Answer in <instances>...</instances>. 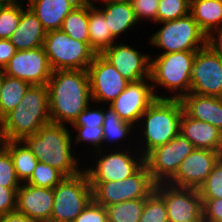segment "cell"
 Listing matches in <instances>:
<instances>
[{
  "label": "cell",
  "mask_w": 222,
  "mask_h": 222,
  "mask_svg": "<svg viewBox=\"0 0 222 222\" xmlns=\"http://www.w3.org/2000/svg\"><path fill=\"white\" fill-rule=\"evenodd\" d=\"M221 157L222 154L214 150L194 149L167 183L176 187L199 189Z\"/></svg>",
  "instance_id": "cell-16"
},
{
  "label": "cell",
  "mask_w": 222,
  "mask_h": 222,
  "mask_svg": "<svg viewBox=\"0 0 222 222\" xmlns=\"http://www.w3.org/2000/svg\"><path fill=\"white\" fill-rule=\"evenodd\" d=\"M92 187L84 170L66 176L54 187L51 222H72L92 200Z\"/></svg>",
  "instance_id": "cell-8"
},
{
  "label": "cell",
  "mask_w": 222,
  "mask_h": 222,
  "mask_svg": "<svg viewBox=\"0 0 222 222\" xmlns=\"http://www.w3.org/2000/svg\"><path fill=\"white\" fill-rule=\"evenodd\" d=\"M89 1L83 0L63 20L61 30L70 38L89 44Z\"/></svg>",
  "instance_id": "cell-28"
},
{
  "label": "cell",
  "mask_w": 222,
  "mask_h": 222,
  "mask_svg": "<svg viewBox=\"0 0 222 222\" xmlns=\"http://www.w3.org/2000/svg\"><path fill=\"white\" fill-rule=\"evenodd\" d=\"M190 92L222 97V59L207 45L196 51Z\"/></svg>",
  "instance_id": "cell-12"
},
{
  "label": "cell",
  "mask_w": 222,
  "mask_h": 222,
  "mask_svg": "<svg viewBox=\"0 0 222 222\" xmlns=\"http://www.w3.org/2000/svg\"><path fill=\"white\" fill-rule=\"evenodd\" d=\"M89 2H91L92 0H87ZM98 1V0H97ZM100 1V0H99ZM104 3H108V2H120V1H127V0H102Z\"/></svg>",
  "instance_id": "cell-50"
},
{
  "label": "cell",
  "mask_w": 222,
  "mask_h": 222,
  "mask_svg": "<svg viewBox=\"0 0 222 222\" xmlns=\"http://www.w3.org/2000/svg\"><path fill=\"white\" fill-rule=\"evenodd\" d=\"M180 133L195 149L214 150L222 154V132L214 125L191 118L183 111Z\"/></svg>",
  "instance_id": "cell-20"
},
{
  "label": "cell",
  "mask_w": 222,
  "mask_h": 222,
  "mask_svg": "<svg viewBox=\"0 0 222 222\" xmlns=\"http://www.w3.org/2000/svg\"><path fill=\"white\" fill-rule=\"evenodd\" d=\"M203 222H222V199H202Z\"/></svg>",
  "instance_id": "cell-42"
},
{
  "label": "cell",
  "mask_w": 222,
  "mask_h": 222,
  "mask_svg": "<svg viewBox=\"0 0 222 222\" xmlns=\"http://www.w3.org/2000/svg\"><path fill=\"white\" fill-rule=\"evenodd\" d=\"M43 48L52 71L87 70L96 55L88 43L70 38L61 29L46 33Z\"/></svg>",
  "instance_id": "cell-6"
},
{
  "label": "cell",
  "mask_w": 222,
  "mask_h": 222,
  "mask_svg": "<svg viewBox=\"0 0 222 222\" xmlns=\"http://www.w3.org/2000/svg\"><path fill=\"white\" fill-rule=\"evenodd\" d=\"M20 183L15 173L11 155L3 147L0 150V185L6 188H19Z\"/></svg>",
  "instance_id": "cell-37"
},
{
  "label": "cell",
  "mask_w": 222,
  "mask_h": 222,
  "mask_svg": "<svg viewBox=\"0 0 222 222\" xmlns=\"http://www.w3.org/2000/svg\"><path fill=\"white\" fill-rule=\"evenodd\" d=\"M103 142H114L124 139L129 135L134 125L121 119V117L109 106L104 111Z\"/></svg>",
  "instance_id": "cell-31"
},
{
  "label": "cell",
  "mask_w": 222,
  "mask_h": 222,
  "mask_svg": "<svg viewBox=\"0 0 222 222\" xmlns=\"http://www.w3.org/2000/svg\"><path fill=\"white\" fill-rule=\"evenodd\" d=\"M65 124L50 122L22 142L33 152L38 162L57 168L65 176L81 173L78 160L71 154V134Z\"/></svg>",
  "instance_id": "cell-3"
},
{
  "label": "cell",
  "mask_w": 222,
  "mask_h": 222,
  "mask_svg": "<svg viewBox=\"0 0 222 222\" xmlns=\"http://www.w3.org/2000/svg\"><path fill=\"white\" fill-rule=\"evenodd\" d=\"M65 177L57 168L38 162L31 178L26 183L37 187L54 188Z\"/></svg>",
  "instance_id": "cell-32"
},
{
  "label": "cell",
  "mask_w": 222,
  "mask_h": 222,
  "mask_svg": "<svg viewBox=\"0 0 222 222\" xmlns=\"http://www.w3.org/2000/svg\"><path fill=\"white\" fill-rule=\"evenodd\" d=\"M180 99L157 98L140 117L146 120L144 127V142L146 145L142 155L164 145L180 133V121L183 113ZM143 118V119H142ZM146 118V119H144ZM145 150V151H144Z\"/></svg>",
  "instance_id": "cell-4"
},
{
  "label": "cell",
  "mask_w": 222,
  "mask_h": 222,
  "mask_svg": "<svg viewBox=\"0 0 222 222\" xmlns=\"http://www.w3.org/2000/svg\"><path fill=\"white\" fill-rule=\"evenodd\" d=\"M88 31L89 45L96 54H101L112 46L116 39L108 28L104 14L96 8L93 2H89Z\"/></svg>",
  "instance_id": "cell-26"
},
{
  "label": "cell",
  "mask_w": 222,
  "mask_h": 222,
  "mask_svg": "<svg viewBox=\"0 0 222 222\" xmlns=\"http://www.w3.org/2000/svg\"><path fill=\"white\" fill-rule=\"evenodd\" d=\"M4 147L11 155L17 178L21 183H26L31 178L38 159L22 141H5Z\"/></svg>",
  "instance_id": "cell-27"
},
{
  "label": "cell",
  "mask_w": 222,
  "mask_h": 222,
  "mask_svg": "<svg viewBox=\"0 0 222 222\" xmlns=\"http://www.w3.org/2000/svg\"><path fill=\"white\" fill-rule=\"evenodd\" d=\"M87 72L93 102L111 104L129 83L101 54L95 55Z\"/></svg>",
  "instance_id": "cell-13"
},
{
  "label": "cell",
  "mask_w": 222,
  "mask_h": 222,
  "mask_svg": "<svg viewBox=\"0 0 222 222\" xmlns=\"http://www.w3.org/2000/svg\"><path fill=\"white\" fill-rule=\"evenodd\" d=\"M30 84L5 74L0 91V120L21 102Z\"/></svg>",
  "instance_id": "cell-29"
},
{
  "label": "cell",
  "mask_w": 222,
  "mask_h": 222,
  "mask_svg": "<svg viewBox=\"0 0 222 222\" xmlns=\"http://www.w3.org/2000/svg\"><path fill=\"white\" fill-rule=\"evenodd\" d=\"M0 185V215L16 211L17 190Z\"/></svg>",
  "instance_id": "cell-43"
},
{
  "label": "cell",
  "mask_w": 222,
  "mask_h": 222,
  "mask_svg": "<svg viewBox=\"0 0 222 222\" xmlns=\"http://www.w3.org/2000/svg\"><path fill=\"white\" fill-rule=\"evenodd\" d=\"M137 21L145 17L157 22L159 0H129Z\"/></svg>",
  "instance_id": "cell-40"
},
{
  "label": "cell",
  "mask_w": 222,
  "mask_h": 222,
  "mask_svg": "<svg viewBox=\"0 0 222 222\" xmlns=\"http://www.w3.org/2000/svg\"><path fill=\"white\" fill-rule=\"evenodd\" d=\"M16 211L36 222L50 221L54 202V188L24 183L17 190Z\"/></svg>",
  "instance_id": "cell-19"
},
{
  "label": "cell",
  "mask_w": 222,
  "mask_h": 222,
  "mask_svg": "<svg viewBox=\"0 0 222 222\" xmlns=\"http://www.w3.org/2000/svg\"><path fill=\"white\" fill-rule=\"evenodd\" d=\"M198 190L201 199H222V157Z\"/></svg>",
  "instance_id": "cell-35"
},
{
  "label": "cell",
  "mask_w": 222,
  "mask_h": 222,
  "mask_svg": "<svg viewBox=\"0 0 222 222\" xmlns=\"http://www.w3.org/2000/svg\"><path fill=\"white\" fill-rule=\"evenodd\" d=\"M190 13V0H159L157 23L171 21Z\"/></svg>",
  "instance_id": "cell-34"
},
{
  "label": "cell",
  "mask_w": 222,
  "mask_h": 222,
  "mask_svg": "<svg viewBox=\"0 0 222 222\" xmlns=\"http://www.w3.org/2000/svg\"><path fill=\"white\" fill-rule=\"evenodd\" d=\"M5 138L1 129V125H0V150L4 147L5 144Z\"/></svg>",
  "instance_id": "cell-48"
},
{
  "label": "cell",
  "mask_w": 222,
  "mask_h": 222,
  "mask_svg": "<svg viewBox=\"0 0 222 222\" xmlns=\"http://www.w3.org/2000/svg\"><path fill=\"white\" fill-rule=\"evenodd\" d=\"M164 26L151 35L152 45L165 50L162 54L180 51H197L206 46V34L187 14L175 20L161 22Z\"/></svg>",
  "instance_id": "cell-9"
},
{
  "label": "cell",
  "mask_w": 222,
  "mask_h": 222,
  "mask_svg": "<svg viewBox=\"0 0 222 222\" xmlns=\"http://www.w3.org/2000/svg\"><path fill=\"white\" fill-rule=\"evenodd\" d=\"M206 45L222 59V25L207 35Z\"/></svg>",
  "instance_id": "cell-44"
},
{
  "label": "cell",
  "mask_w": 222,
  "mask_h": 222,
  "mask_svg": "<svg viewBox=\"0 0 222 222\" xmlns=\"http://www.w3.org/2000/svg\"><path fill=\"white\" fill-rule=\"evenodd\" d=\"M195 54L196 51H180L159 54L156 59H151L150 81H152L154 94L158 85L167 87L169 91H176L175 95L167 98L181 99L185 94L190 93Z\"/></svg>",
  "instance_id": "cell-5"
},
{
  "label": "cell",
  "mask_w": 222,
  "mask_h": 222,
  "mask_svg": "<svg viewBox=\"0 0 222 222\" xmlns=\"http://www.w3.org/2000/svg\"><path fill=\"white\" fill-rule=\"evenodd\" d=\"M104 118V109L101 110L95 108V110H93L88 106L78 115L72 126L103 127Z\"/></svg>",
  "instance_id": "cell-41"
},
{
  "label": "cell",
  "mask_w": 222,
  "mask_h": 222,
  "mask_svg": "<svg viewBox=\"0 0 222 222\" xmlns=\"http://www.w3.org/2000/svg\"><path fill=\"white\" fill-rule=\"evenodd\" d=\"M16 51L15 46L9 39H0V69H4Z\"/></svg>",
  "instance_id": "cell-45"
},
{
  "label": "cell",
  "mask_w": 222,
  "mask_h": 222,
  "mask_svg": "<svg viewBox=\"0 0 222 222\" xmlns=\"http://www.w3.org/2000/svg\"><path fill=\"white\" fill-rule=\"evenodd\" d=\"M146 198L106 206L108 222H139Z\"/></svg>",
  "instance_id": "cell-30"
},
{
  "label": "cell",
  "mask_w": 222,
  "mask_h": 222,
  "mask_svg": "<svg viewBox=\"0 0 222 222\" xmlns=\"http://www.w3.org/2000/svg\"><path fill=\"white\" fill-rule=\"evenodd\" d=\"M139 222H168L164 200L155 191L146 198Z\"/></svg>",
  "instance_id": "cell-33"
},
{
  "label": "cell",
  "mask_w": 222,
  "mask_h": 222,
  "mask_svg": "<svg viewBox=\"0 0 222 222\" xmlns=\"http://www.w3.org/2000/svg\"><path fill=\"white\" fill-rule=\"evenodd\" d=\"M72 222H108L107 212L104 206L92 199Z\"/></svg>",
  "instance_id": "cell-39"
},
{
  "label": "cell",
  "mask_w": 222,
  "mask_h": 222,
  "mask_svg": "<svg viewBox=\"0 0 222 222\" xmlns=\"http://www.w3.org/2000/svg\"><path fill=\"white\" fill-rule=\"evenodd\" d=\"M154 191L164 200L168 222H203L202 199L198 189L158 183Z\"/></svg>",
  "instance_id": "cell-11"
},
{
  "label": "cell",
  "mask_w": 222,
  "mask_h": 222,
  "mask_svg": "<svg viewBox=\"0 0 222 222\" xmlns=\"http://www.w3.org/2000/svg\"><path fill=\"white\" fill-rule=\"evenodd\" d=\"M190 14L207 36L222 25V0H190Z\"/></svg>",
  "instance_id": "cell-25"
},
{
  "label": "cell",
  "mask_w": 222,
  "mask_h": 222,
  "mask_svg": "<svg viewBox=\"0 0 222 222\" xmlns=\"http://www.w3.org/2000/svg\"><path fill=\"white\" fill-rule=\"evenodd\" d=\"M23 10L22 6H0V39H10Z\"/></svg>",
  "instance_id": "cell-36"
},
{
  "label": "cell",
  "mask_w": 222,
  "mask_h": 222,
  "mask_svg": "<svg viewBox=\"0 0 222 222\" xmlns=\"http://www.w3.org/2000/svg\"><path fill=\"white\" fill-rule=\"evenodd\" d=\"M4 77H5L4 70L0 69V91H1V87H2V84H3Z\"/></svg>",
  "instance_id": "cell-49"
},
{
  "label": "cell",
  "mask_w": 222,
  "mask_h": 222,
  "mask_svg": "<svg viewBox=\"0 0 222 222\" xmlns=\"http://www.w3.org/2000/svg\"><path fill=\"white\" fill-rule=\"evenodd\" d=\"M83 0H30L29 9L38 17L46 32L60 30L63 20Z\"/></svg>",
  "instance_id": "cell-22"
},
{
  "label": "cell",
  "mask_w": 222,
  "mask_h": 222,
  "mask_svg": "<svg viewBox=\"0 0 222 222\" xmlns=\"http://www.w3.org/2000/svg\"><path fill=\"white\" fill-rule=\"evenodd\" d=\"M180 100L189 117L214 125L222 132V97L190 92Z\"/></svg>",
  "instance_id": "cell-21"
},
{
  "label": "cell",
  "mask_w": 222,
  "mask_h": 222,
  "mask_svg": "<svg viewBox=\"0 0 222 222\" xmlns=\"http://www.w3.org/2000/svg\"><path fill=\"white\" fill-rule=\"evenodd\" d=\"M47 87L50 121L53 123L69 122L72 125L92 100L87 70L52 71Z\"/></svg>",
  "instance_id": "cell-1"
},
{
  "label": "cell",
  "mask_w": 222,
  "mask_h": 222,
  "mask_svg": "<svg viewBox=\"0 0 222 222\" xmlns=\"http://www.w3.org/2000/svg\"><path fill=\"white\" fill-rule=\"evenodd\" d=\"M100 11L115 38L138 22L129 0L105 3V8Z\"/></svg>",
  "instance_id": "cell-24"
},
{
  "label": "cell",
  "mask_w": 222,
  "mask_h": 222,
  "mask_svg": "<svg viewBox=\"0 0 222 222\" xmlns=\"http://www.w3.org/2000/svg\"><path fill=\"white\" fill-rule=\"evenodd\" d=\"M50 122L47 85H30L16 108L0 120V125L6 141H22Z\"/></svg>",
  "instance_id": "cell-2"
},
{
  "label": "cell",
  "mask_w": 222,
  "mask_h": 222,
  "mask_svg": "<svg viewBox=\"0 0 222 222\" xmlns=\"http://www.w3.org/2000/svg\"><path fill=\"white\" fill-rule=\"evenodd\" d=\"M28 4L30 0H27ZM0 6H21L18 0H0Z\"/></svg>",
  "instance_id": "cell-47"
},
{
  "label": "cell",
  "mask_w": 222,
  "mask_h": 222,
  "mask_svg": "<svg viewBox=\"0 0 222 222\" xmlns=\"http://www.w3.org/2000/svg\"><path fill=\"white\" fill-rule=\"evenodd\" d=\"M46 33L38 17L27 7L9 40L16 50L39 48L43 46Z\"/></svg>",
  "instance_id": "cell-23"
},
{
  "label": "cell",
  "mask_w": 222,
  "mask_h": 222,
  "mask_svg": "<svg viewBox=\"0 0 222 222\" xmlns=\"http://www.w3.org/2000/svg\"><path fill=\"white\" fill-rule=\"evenodd\" d=\"M0 222H36L30 219L27 215L17 211L0 215Z\"/></svg>",
  "instance_id": "cell-46"
},
{
  "label": "cell",
  "mask_w": 222,
  "mask_h": 222,
  "mask_svg": "<svg viewBox=\"0 0 222 222\" xmlns=\"http://www.w3.org/2000/svg\"><path fill=\"white\" fill-rule=\"evenodd\" d=\"M144 78L135 82H129L126 89L108 106H110L122 120L134 125L140 120L147 108L157 98H167L154 94L152 83L147 84Z\"/></svg>",
  "instance_id": "cell-15"
},
{
  "label": "cell",
  "mask_w": 222,
  "mask_h": 222,
  "mask_svg": "<svg viewBox=\"0 0 222 222\" xmlns=\"http://www.w3.org/2000/svg\"><path fill=\"white\" fill-rule=\"evenodd\" d=\"M113 44L101 55L129 82L150 78L151 56L141 54L125 43Z\"/></svg>",
  "instance_id": "cell-18"
},
{
  "label": "cell",
  "mask_w": 222,
  "mask_h": 222,
  "mask_svg": "<svg viewBox=\"0 0 222 222\" xmlns=\"http://www.w3.org/2000/svg\"><path fill=\"white\" fill-rule=\"evenodd\" d=\"M100 159H97L96 167L85 168L89 182H109L123 180L133 175L143 164L144 157L136 159L126 152L116 151L107 155H101V150L98 151ZM135 158V159H134Z\"/></svg>",
  "instance_id": "cell-17"
},
{
  "label": "cell",
  "mask_w": 222,
  "mask_h": 222,
  "mask_svg": "<svg viewBox=\"0 0 222 222\" xmlns=\"http://www.w3.org/2000/svg\"><path fill=\"white\" fill-rule=\"evenodd\" d=\"M3 70L6 75L26 81L30 85H47L52 73L43 46L17 50Z\"/></svg>",
  "instance_id": "cell-14"
},
{
  "label": "cell",
  "mask_w": 222,
  "mask_h": 222,
  "mask_svg": "<svg viewBox=\"0 0 222 222\" xmlns=\"http://www.w3.org/2000/svg\"><path fill=\"white\" fill-rule=\"evenodd\" d=\"M78 134L76 135L75 143H80L81 141L89 142L91 145L98 147L101 150L103 142V127L96 126H73Z\"/></svg>",
  "instance_id": "cell-38"
},
{
  "label": "cell",
  "mask_w": 222,
  "mask_h": 222,
  "mask_svg": "<svg viewBox=\"0 0 222 222\" xmlns=\"http://www.w3.org/2000/svg\"><path fill=\"white\" fill-rule=\"evenodd\" d=\"M194 145L181 133L164 145L158 146L144 157L152 180L167 183L177 172L181 162L194 151Z\"/></svg>",
  "instance_id": "cell-10"
},
{
  "label": "cell",
  "mask_w": 222,
  "mask_h": 222,
  "mask_svg": "<svg viewBox=\"0 0 222 222\" xmlns=\"http://www.w3.org/2000/svg\"><path fill=\"white\" fill-rule=\"evenodd\" d=\"M89 183L93 200L104 207L127 200L147 198L156 186L145 163L133 175L123 180Z\"/></svg>",
  "instance_id": "cell-7"
}]
</instances>
